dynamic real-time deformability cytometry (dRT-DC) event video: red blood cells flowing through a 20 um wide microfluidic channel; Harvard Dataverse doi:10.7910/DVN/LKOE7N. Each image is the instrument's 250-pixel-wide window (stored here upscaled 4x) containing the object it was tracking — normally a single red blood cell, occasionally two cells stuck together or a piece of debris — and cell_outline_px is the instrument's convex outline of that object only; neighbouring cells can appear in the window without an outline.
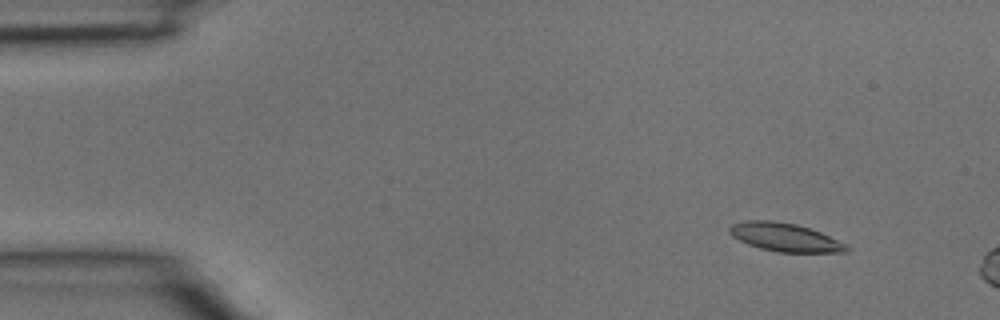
{"species": "common noctule bat (a hibernating species)", "species_latin": "Nyctalus noctula", "temperature_condition": "room temperature", "stored_images_in_passage": 7, "camera_frame_rate_fps": 3000, "um_per_image_px": 0.085, "animal": {"sex": "male", "body_mass_g": 15.6}, "frame": {"image": 1, "passage_image": 1, "time_ms": 0.0, "image_size_px": [1000, 320], "cell_outline_px": [[852, 248], [848, 252], [776, 252], [760, 248], [748, 244], [732, 236], [728, 232], [728, 228], [732, 224], [748, 220], [772, 220], [796, 224], [820, 232], [848, 244]], "centroid_in_image_um": [66.75, 20.17], "position_along_channel_um": 18.3, "area_um2": 19.42}}